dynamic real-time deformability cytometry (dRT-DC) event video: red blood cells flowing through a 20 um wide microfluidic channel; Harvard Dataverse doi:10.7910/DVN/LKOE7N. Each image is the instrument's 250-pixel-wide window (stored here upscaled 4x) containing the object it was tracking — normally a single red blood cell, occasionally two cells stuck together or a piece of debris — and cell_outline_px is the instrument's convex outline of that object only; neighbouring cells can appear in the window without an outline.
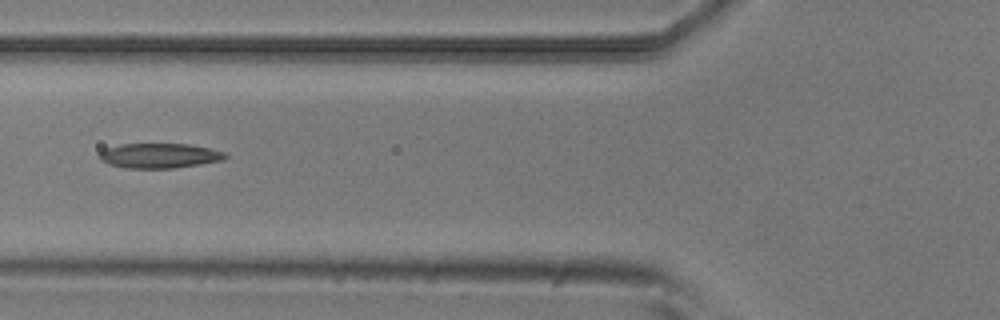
{"species": "common noctule bat (a hibernating species)", "species_latin": "Nyctalus noctula", "temperature_condition": "room temperature", "stored_images_in_passage": 51, "camera_frame_rate_fps": 3000, "um_per_image_px": 0.085, "animal": {"sex": "male", "body_mass_g": 20.5, "forearm_length_mm": 52.5}, "frame": {"image": 1, "passage_image": 19, "time_ms": 6.0, "image_size_px": [1000, 320], "cell_outline_px": [[228, 156], [224, 160], [200, 164], [172, 168], [124, 168], [108, 164], [100, 160], [100, 152], [104, 148], [120, 144], [188, 144], [208, 148], [224, 152]], "centroid_in_image_um": [13.52, 13.23], "position_along_channel_um": 112.3, "area_um2": 18.21}}
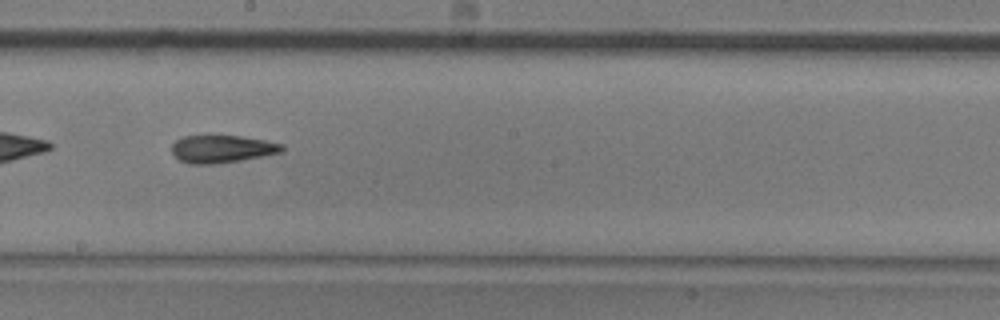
{"frame": {"image": 2, "passage_image": 28, "time_ms": 9.0, "image_size_px": [1000, 320], "cell_outline_px": [[284, 152], [264, 156], [240, 160], [212, 164], [188, 164], [180, 160], [172, 152], [172, 144], [176, 140], [184, 136], [208, 132], [240, 136], [264, 140], [284, 144]], "centroid_in_image_um": [18.85, 12.61], "position_along_channel_um": 229.3, "area_um2": 18.5}}
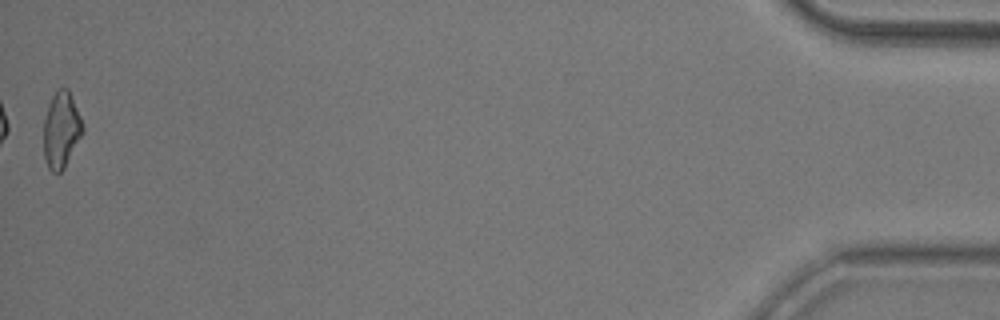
{"frame": {"image": 3, "passage_image": 51, "time_ms": 16.667, "image_size_px": [1000, 320], "cell_outline_px": [[84, 132], [64, 168], [60, 172], [52, 172], [48, 168], [44, 156], [44, 120], [48, 104], [52, 96], [60, 88], [68, 88], [80, 116], [84, 128]], "centroid_in_image_um": [5.21, 11.05], "position_along_channel_um": 430.0, "area_um2": 17.22}, "authors_computed_cell_mechanics": {"area_um2": 18.3226, "velocity_mm_per_s": 3.8882, "shape_relaxation_time_tau1_ms": null, "shape_relaxation_time_tau2_ms": 5.2974, "deformation_change_tau1": null, "deformation_change_tau2": 0.1711}}